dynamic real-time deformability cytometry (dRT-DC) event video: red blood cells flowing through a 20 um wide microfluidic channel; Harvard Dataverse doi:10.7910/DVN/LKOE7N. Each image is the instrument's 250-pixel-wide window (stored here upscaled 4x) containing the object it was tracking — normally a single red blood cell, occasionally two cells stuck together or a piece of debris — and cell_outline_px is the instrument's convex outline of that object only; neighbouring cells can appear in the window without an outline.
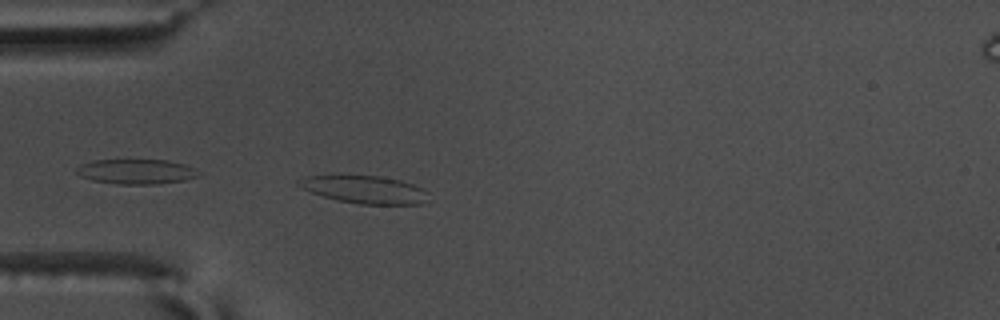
{"species": "common noctule bat (a hibernating species)", "species_latin": "Nyctalus noctula", "temperature_condition": "warm", "stored_images_in_passage": 33, "camera_frame_rate_fps": 3000, "um_per_image_px": 0.085, "animal": {"sex": "male", "body_mass_g": 17.5, "forearm_length_mm": 52.3}, "frame": {"image": 1, "passage_image": 2, "time_ms": 0.333, "image_size_px": [1000, 320], "cell_outline_px": [[420, 204], [360, 204], [336, 200], [312, 192], [296, 184], [296, 180], [304, 176], [340, 172], [380, 176], [400, 180], [412, 184], [420, 188]], "centroid_in_image_um": [30.73, 16.03], "position_along_channel_um": 54.3, "area_um2": 21.1}}
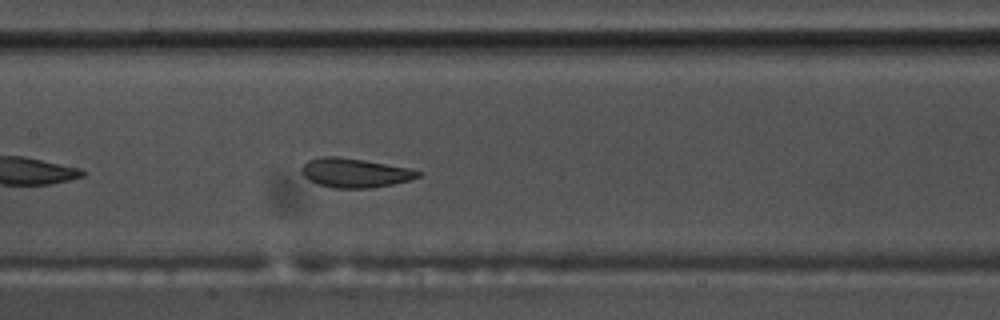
{"frame": {"image": 2, "passage_image": 13, "time_ms": 4.0, "image_size_px": [1000, 320], "cell_outline_px": [[424, 172], [420, 176], [408, 180], [392, 184], [372, 188], [336, 188], [316, 184], [308, 180], [304, 176], [300, 168], [308, 160], [324, 156], [336, 156], [364, 160], [408, 168]], "centroid_in_image_um": [30.14, 14.69], "position_along_channel_um": 177.3, "area_um2": 19.77}}
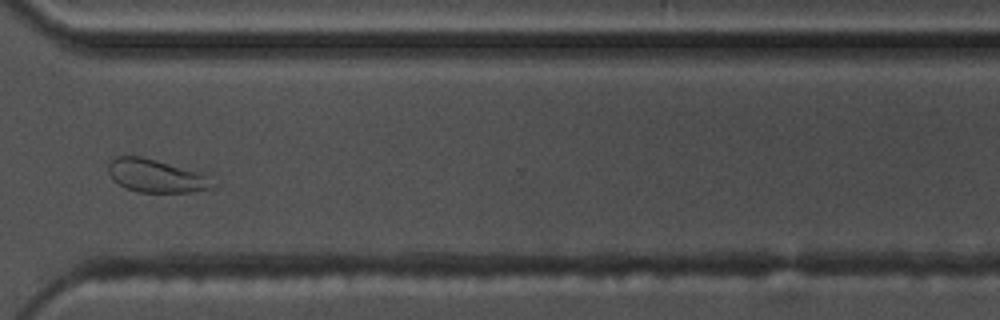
{"frame": {"image": 3, "passage_image": 28, "time_ms": 9.0, "image_size_px": [1000, 320], "cell_outline_px": [[220, 184], [212, 188], [192, 192], [136, 192], [124, 188], [112, 180], [108, 172], [108, 164], [116, 156], [140, 156], [208, 172]], "centroid_in_image_um": [13.4, 14.95], "position_along_channel_um": 357.2, "area_um2": 21.1}, "authors_computed_cell_mechanics": {"area_um2": 19.8254, "velocity_mm_per_s": 3.5976, "shape_relaxation_time_tau1_ms": 3.7471, "shape_relaxation_time_tau2_ms": 0.9511, "deformation_change_tau1": 0.1344, "deformation_change_tau2": 0.0694}}